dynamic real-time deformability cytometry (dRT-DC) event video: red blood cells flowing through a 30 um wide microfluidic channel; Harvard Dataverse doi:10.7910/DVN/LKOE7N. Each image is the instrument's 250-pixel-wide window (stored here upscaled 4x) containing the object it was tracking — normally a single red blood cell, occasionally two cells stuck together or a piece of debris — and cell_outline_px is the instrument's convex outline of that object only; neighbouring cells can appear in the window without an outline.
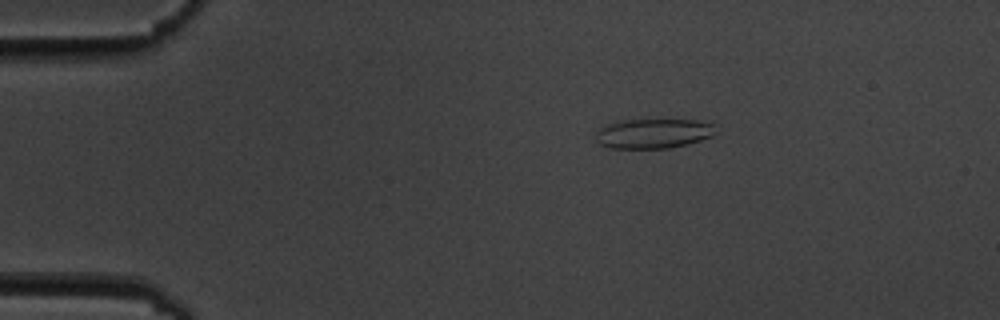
{"species": "common noctule bat (a hibernating species)", "species_latin": "Nyctalus noctula", "temperature_condition": "cold", "stored_images_in_passage": 6, "segment_of_instrument_passage": [1, 2], "camera_frame_rate_fps": 3000, "um_per_image_px": 0.085, "animal": {"sex": "male", "body_mass_g": 19.5, "forearm_length_mm": 54.6}, "frame": {"image": 1, "passage_image": 3, "time_ms": 2.0, "image_size_px": [1000, 320], "cell_outline_px": [[716, 132], [712, 136], [688, 144], [668, 148], [612, 148], [600, 144], [596, 140], [596, 132], [600, 128], [616, 120], [696, 120], [712, 124]], "centroid_in_image_um": [55.51, 11.34], "position_along_channel_um": 29.5, "area_um2": 20.63}}
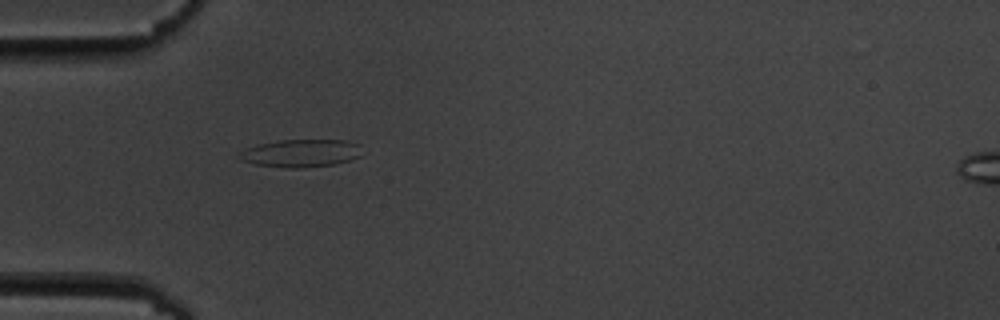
{"frame": {"image": 2, "passage_image": 5, "time_ms": 4.333, "image_size_px": [1000, 320], "cell_outline_px": [[360, 156], [348, 160], [332, 164], [300, 168], [288, 168], [256, 164], [240, 160], [236, 156], [244, 148], [260, 144], [280, 140], [348, 140], [360, 144]], "centroid_in_image_um": [25.54, 13.01], "position_along_channel_um": 59.5, "area_um2": 19.77}}